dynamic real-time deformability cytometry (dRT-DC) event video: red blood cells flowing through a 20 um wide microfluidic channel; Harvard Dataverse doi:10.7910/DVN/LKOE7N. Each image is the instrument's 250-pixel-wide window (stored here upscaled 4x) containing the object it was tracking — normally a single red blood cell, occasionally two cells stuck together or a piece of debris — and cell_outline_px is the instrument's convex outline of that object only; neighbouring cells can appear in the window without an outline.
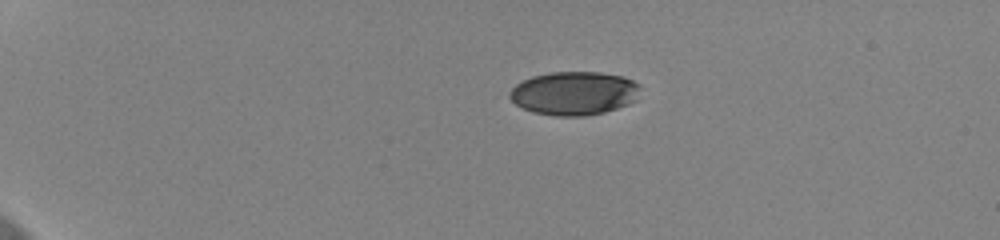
{"species": "human", "species_latin": "Homo sapiens", "temperature_condition": "cold", "stored_images_in_passage": 45, "camera_frame_rate_fps": 3000, "um_per_image_px": 0.085, "donor": {"sex": "female"}, "frame": {"image": 1, "passage_image": 1, "time_ms": 0.0, "image_size_px": [1000, 240], "cell_outline_px": [[640, 88], [636, 100], [628, 104], [604, 112], [584, 116], [556, 116], [532, 112], [516, 104], [508, 96], [508, 92], [516, 84], [532, 76], [552, 72], [600, 72], [620, 76], [632, 80], [640, 84]], "centroid_in_image_um": [48.79, 7.93], "position_along_channel_um": 36.2, "area_um2": 33.12}}
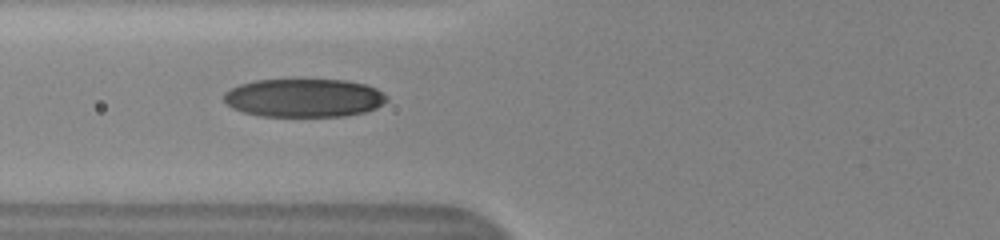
{"frame": {"image": 2, "passage_image": 13, "time_ms": 4.0, "image_size_px": [1000, 240], "cell_outline_px": [[388, 100], [376, 108], [364, 112], [344, 116], [260, 116], [244, 112], [232, 108], [224, 100], [224, 92], [240, 84], [256, 80], [348, 80], [364, 84], [376, 88], [388, 96]], "centroid_in_image_um": [25.85, 8.32], "position_along_channel_um": 99.9, "area_um2": 36.41}}
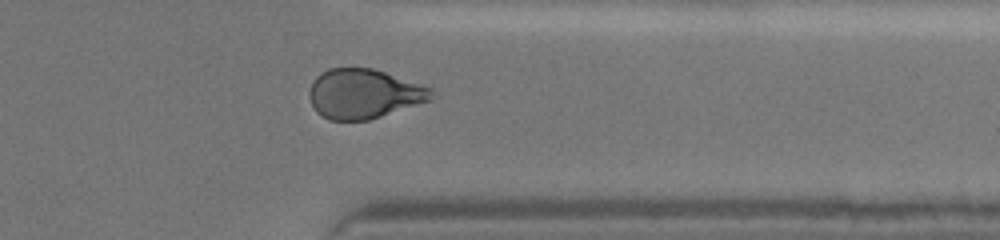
{"frame": {"image": 3, "passage_image": 36, "time_ms": 11.667, "image_size_px": [1000, 240], "cell_outline_px": [[440, 96], [432, 100], [368, 120], [328, 120], [320, 116], [316, 112], [308, 96], [308, 92], [316, 76], [328, 68], [372, 68], [432, 88]], "centroid_in_image_um": [30.95, 7.98], "position_along_channel_um": 380.4, "area_um2": 35.49}, "authors_computed_cell_mechanics": {"area_um2": 36.125, "velocity_mm_per_s": 3.654, "shape_relaxation_time_tau1_ms": 3.6192, "shape_relaxation_time_tau2_ms": 3.0079, "deformation_change_tau1": 0.1479, "deformation_change_tau2": 0.0776}}